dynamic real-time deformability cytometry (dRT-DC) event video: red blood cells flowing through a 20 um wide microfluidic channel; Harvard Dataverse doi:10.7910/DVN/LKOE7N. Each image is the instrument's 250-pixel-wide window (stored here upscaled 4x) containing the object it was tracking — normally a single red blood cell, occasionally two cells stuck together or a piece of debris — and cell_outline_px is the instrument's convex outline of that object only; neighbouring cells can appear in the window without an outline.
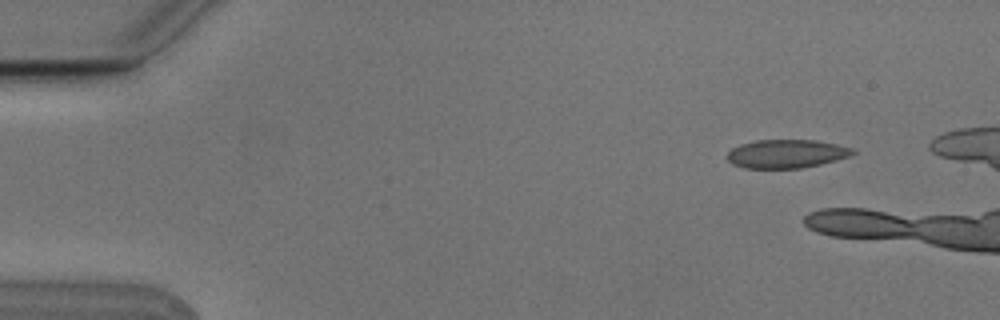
{"species": "Egyptian fruit bat (a non-hibernating species)", "species_latin": "Rousettus aegyptiacus", "temperature_condition": "cold", "stored_images_in_passage": 3, "camera_frame_rate_fps": 3000, "um_per_image_px": 0.085, "animal": {"sex": "male"}, "frame": {"image": 1, "passage_image": 1, "time_ms": 0.0, "image_size_px": [1000, 320], "cell_outline_px": [[856, 152], [848, 156], [836, 160], [820, 164], [800, 168], [744, 168], [732, 164], [724, 156], [732, 148], [740, 144], [756, 140], [816, 140], [856, 148]], "centroid_in_image_um": [66.83, 13.07], "position_along_channel_um": 18.2, "area_um2": 20.98}}